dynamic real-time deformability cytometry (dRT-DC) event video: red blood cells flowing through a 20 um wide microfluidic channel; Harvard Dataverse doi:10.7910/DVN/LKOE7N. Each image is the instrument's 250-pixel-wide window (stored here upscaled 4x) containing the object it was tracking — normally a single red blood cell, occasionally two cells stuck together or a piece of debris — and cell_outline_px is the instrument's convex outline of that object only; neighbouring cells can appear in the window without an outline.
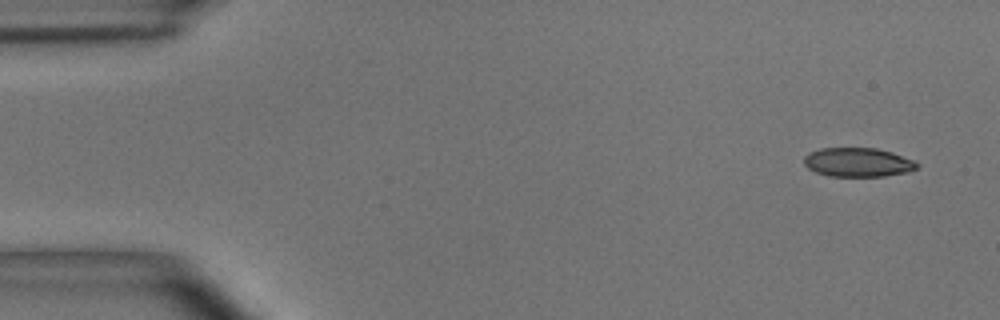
{"species": "common noctule bat (a hibernating species)", "species_latin": "Nyctalus noctula", "temperature_condition": "room temperature", "stored_images_in_passage": 7, "camera_frame_rate_fps": 3000, "um_per_image_px": 0.085, "animal": {"sex": "male", "body_mass_g": 15.6}, "frame": {"image": 1, "passage_image": 1, "time_ms": 0.0, "image_size_px": [1000, 320], "cell_outline_px": [[920, 164], [916, 168], [908, 172], [884, 176], [828, 176], [816, 172], [808, 168], [804, 164], [804, 156], [808, 152], [820, 148], [876, 148], [892, 152], [912, 160]], "centroid_in_image_um": [72.89, 13.79], "position_along_channel_um": 12.1, "area_um2": 19.13}}
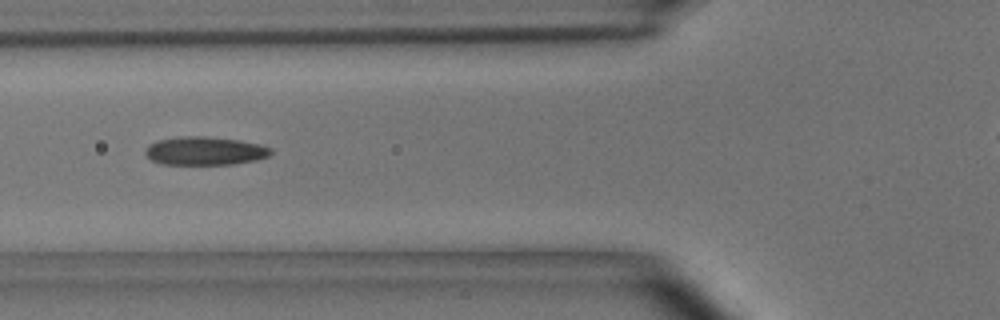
{"frame": {"image": 2, "passage_image": 6, "time_ms": 1.667, "image_size_px": [1000, 320], "cell_outline_px": [[272, 152], [268, 156], [256, 160], [232, 164], [160, 164], [152, 160], [144, 152], [144, 148], [148, 144], [156, 140], [180, 136], [204, 136], [240, 140], [260, 144], [272, 148]], "centroid_in_image_um": [17.39, 12.81], "position_along_channel_um": 108.4, "area_um2": 20.92}}